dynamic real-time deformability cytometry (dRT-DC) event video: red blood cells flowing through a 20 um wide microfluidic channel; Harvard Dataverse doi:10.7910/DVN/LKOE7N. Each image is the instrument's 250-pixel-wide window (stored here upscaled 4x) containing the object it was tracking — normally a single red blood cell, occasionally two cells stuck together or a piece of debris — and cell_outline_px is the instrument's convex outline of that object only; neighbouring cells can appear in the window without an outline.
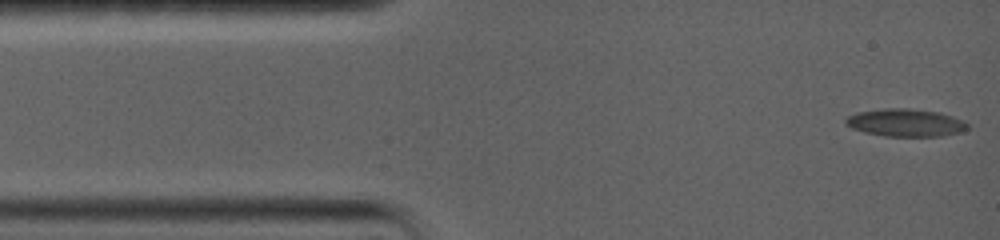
{"species": "common noctule bat (a hibernating species)", "species_latin": "Nyctalus noctula", "temperature_condition": "warm", "stored_images_in_passage": 29, "camera_frame_rate_fps": 5000, "um_per_image_px": 0.085, "animal": {"sex": "female", "body_mass_g": 19.0, "forearm_length_mm": 56.7}, "frame": {"image": 1, "passage_image": 1, "time_ms": 0.0, "image_size_px": [1000, 240], "cell_outline_px": [[968, 128], [960, 132], [944, 136], [884, 136], [864, 132], [852, 128], [844, 124], [844, 120], [848, 116], [860, 112], [884, 108], [908, 108], [940, 112], [952, 116], [968, 124]], "centroid_in_image_um": [76.96, 10.43], "position_along_channel_um": 8.0, "area_um2": 19.59}}
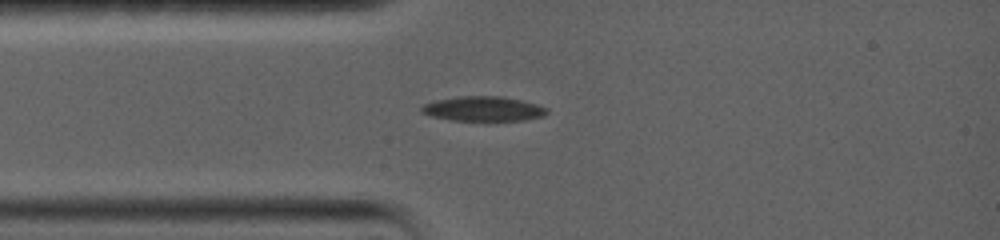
{"frame": {"image": 2, "passage_image": 25, "time_ms": 3.0, "image_size_px": [1000, 240], "cell_outline_px": [[548, 112], [544, 116], [524, 120], [452, 120], [432, 116], [420, 112], [420, 108], [424, 104], [432, 100], [460, 96], [504, 96], [536, 104], [548, 108]], "centroid_in_image_um": [41.06, 9.24], "position_along_channel_um": 43.9, "area_um2": 18.09}}